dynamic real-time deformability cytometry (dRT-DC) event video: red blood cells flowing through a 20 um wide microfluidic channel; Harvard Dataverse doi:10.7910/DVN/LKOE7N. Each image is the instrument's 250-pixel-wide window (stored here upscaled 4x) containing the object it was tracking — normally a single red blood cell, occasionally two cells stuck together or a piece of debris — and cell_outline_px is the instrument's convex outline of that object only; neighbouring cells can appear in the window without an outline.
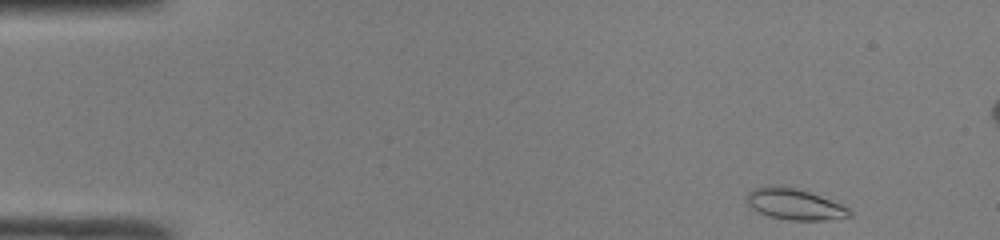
{"species": "common noctule bat (a hibernating species)", "species_latin": "Nyctalus noctula", "temperature_condition": "room temperature", "stored_images_in_passage": 46, "camera_frame_rate_fps": 3000, "um_per_image_px": 0.085, "animal": {"sex": "male", "body_mass_g": 19.0, "forearm_length_mm": 50.8}, "frame": {"image": 1, "passage_image": 1, "time_ms": 0.0, "image_size_px": [1000, 240], "cell_outline_px": [[852, 216], [824, 220], [788, 220], [768, 216], [752, 208], [748, 204], [748, 192], [756, 188], [768, 184], [784, 184], [808, 192], [840, 204], [848, 208], [852, 212]], "centroid_in_image_um": [67.51, 17.34], "position_along_channel_um": 17.5, "area_um2": 18.55}}
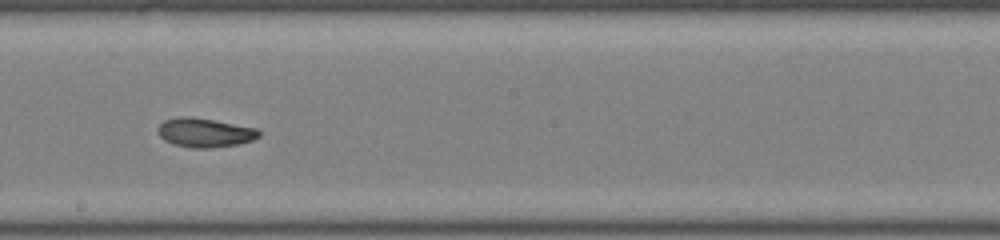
{"frame": {"image": 2, "passage_image": 24, "time_ms": 7.667, "image_size_px": [1000, 240], "cell_outline_px": [[260, 136], [252, 140], [236, 144], [212, 148], [192, 148], [172, 144], [164, 140], [156, 132], [156, 128], [164, 120], [180, 116], [192, 116], [256, 128], [260, 132]], "centroid_in_image_um": [17.35, 11.27], "position_along_channel_um": 230.9, "area_um2": 17.22}}
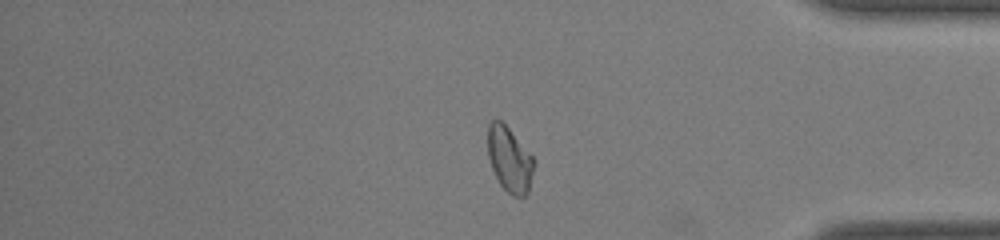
{"frame": {"image": 3, "passage_image": 37, "time_ms": 12.0, "image_size_px": [1000, 240], "cell_outline_px": [[536, 164], [528, 192], [524, 196], [512, 196], [500, 184], [492, 168], [488, 156], [488, 124], [492, 120], [500, 120], [508, 128], [536, 160]], "centroid_in_image_um": [43.33, 13.56], "position_along_channel_um": 391.9, "area_um2": 17.46}, "authors_computed_cell_mechanics": {"area_um2": 17.6579, "velocity_mm_per_s": 4.1925, "shape_relaxation_time_tau1_ms": null, "shape_relaxation_time_tau2_ms": 3.5066, "deformation_change_tau1": null, "deformation_change_tau2": 0.0859}}